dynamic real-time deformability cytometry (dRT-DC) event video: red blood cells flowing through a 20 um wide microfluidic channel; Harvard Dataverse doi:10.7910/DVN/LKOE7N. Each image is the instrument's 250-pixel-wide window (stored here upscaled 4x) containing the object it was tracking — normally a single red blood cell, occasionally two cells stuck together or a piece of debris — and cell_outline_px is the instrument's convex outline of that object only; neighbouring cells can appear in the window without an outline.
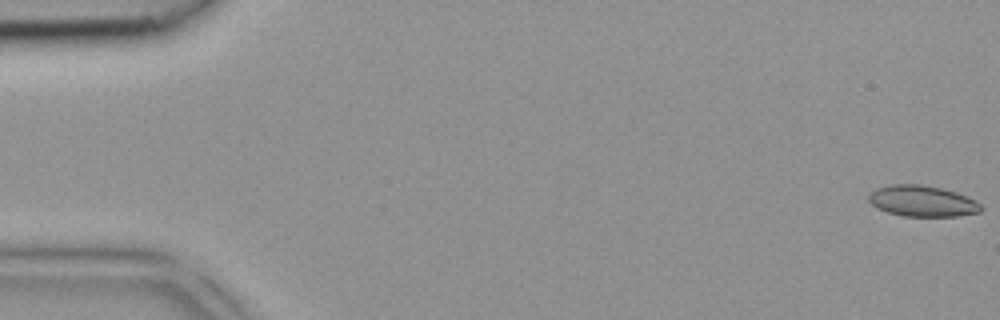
{"species": "common noctule bat (a hibernating species)", "species_latin": "Nyctalus noctula", "temperature_condition": "room temperature", "stored_images_in_passage": 5, "camera_frame_rate_fps": 3000, "um_per_image_px": 0.085, "animal": {"sex": "female", "body_mass_g": 18.4}, "frame": {"image": 1, "passage_image": 1, "time_ms": 0.0, "image_size_px": [1000, 320], "cell_outline_px": [[984, 208], [980, 212], [956, 216], [904, 216], [888, 212], [876, 208], [868, 200], [868, 196], [876, 188], [892, 184], [920, 184], [940, 188], [956, 192], [976, 200]], "centroid_in_image_um": [78.4, 17.09], "position_along_channel_um": 6.6, "area_um2": 20.29}}
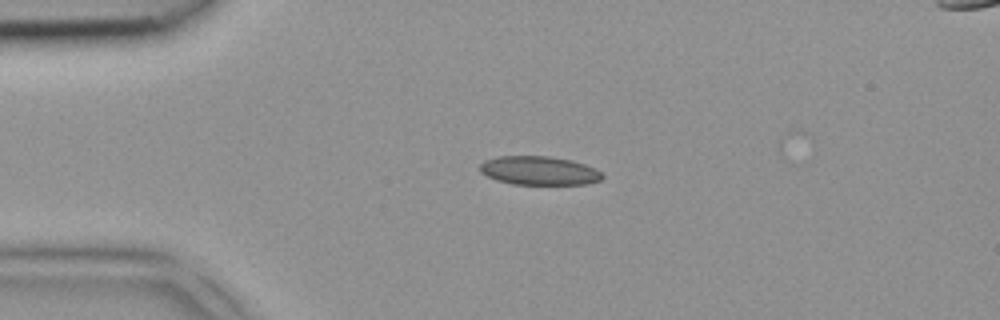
{"frame": {"image": 2, "passage_image": 4, "time_ms": 1.0, "image_size_px": [1000, 320], "cell_outline_px": [[604, 176], [600, 180], [588, 184], [512, 184], [488, 176], [480, 172], [480, 164], [484, 160], [496, 156], [548, 156], [572, 160], [596, 168]], "centroid_in_image_um": [45.83, 14.49], "position_along_channel_um": 39.2, "area_um2": 20.46}}
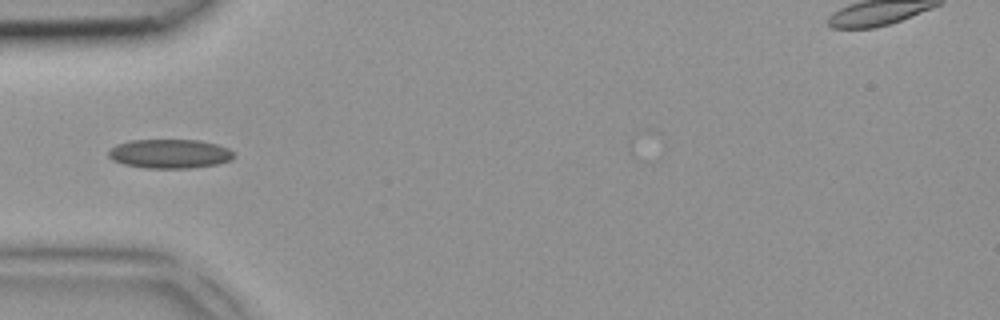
{"frame": {"image": 3, "passage_image": 5, "time_ms": 1.333, "image_size_px": [1000, 320], "cell_outline_px": [[236, 156], [232, 160], [216, 164], [188, 168], [144, 168], [124, 164], [112, 160], [108, 156], [108, 152], [116, 144], [132, 140], [200, 140], [216, 144], [228, 148]], "centroid_in_image_um": [14.43, 13.07], "position_along_channel_um": 70.6, "area_um2": 21.27}}